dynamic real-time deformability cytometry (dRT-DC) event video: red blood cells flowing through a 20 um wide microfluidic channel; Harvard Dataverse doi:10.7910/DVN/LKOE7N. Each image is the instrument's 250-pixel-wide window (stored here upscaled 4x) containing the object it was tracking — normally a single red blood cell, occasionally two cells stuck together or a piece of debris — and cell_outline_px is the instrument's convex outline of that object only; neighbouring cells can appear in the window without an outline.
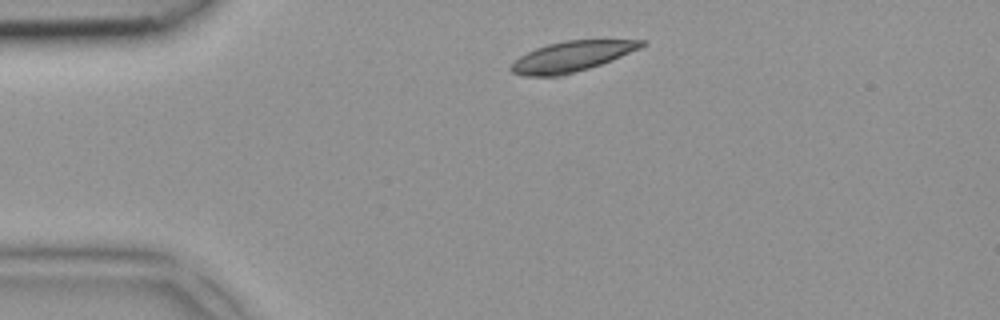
{"species": "common noctule bat (a hibernating species)", "species_latin": "Nyctalus noctula", "temperature_condition": "room temperature", "stored_images_in_passage": 2, "camera_frame_rate_fps": 3000, "um_per_image_px": 0.085, "animal": {"sex": "female", "body_mass_g": 18.4}, "frame": {"image": 1, "passage_image": 1, "time_ms": 0.0, "image_size_px": [1000, 320], "cell_outline_px": [[648, 44], [640, 48], [612, 60], [588, 68], [560, 76], [524, 76], [512, 72], [508, 68], [520, 56], [536, 48], [548, 44], [564, 40], [648, 40]], "centroid_in_image_um": [48.6, 4.79], "position_along_channel_um": 36.4, "area_um2": 22.95}}